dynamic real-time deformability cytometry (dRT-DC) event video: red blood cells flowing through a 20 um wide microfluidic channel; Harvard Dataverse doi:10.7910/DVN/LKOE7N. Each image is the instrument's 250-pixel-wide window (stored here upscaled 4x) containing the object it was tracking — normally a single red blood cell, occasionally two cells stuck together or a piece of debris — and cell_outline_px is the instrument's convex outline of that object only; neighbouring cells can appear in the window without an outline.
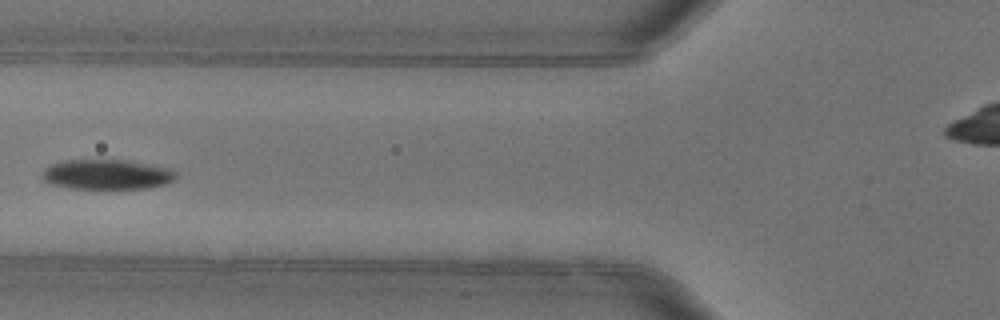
{"species": "common noctule bat (a hibernating species)", "species_latin": "Nyctalus noctula", "temperature_condition": "warm", "stored_images_in_passage": 5, "camera_frame_rate_fps": 3000, "um_per_image_px": 0.085, "animal": {"sex": "female"}, "frame": {"image": 1, "passage_image": 5, "time_ms": 1.333, "image_size_px": [1000, 320], "cell_outline_px": [[176, 180], [168, 184], [148, 188], [68, 188], [48, 184], [40, 176], [40, 172], [44, 168], [52, 164], [64, 160], [128, 160], [172, 168], [176, 172]], "centroid_in_image_um": [9.09, 14.83], "position_along_channel_um": 116.7, "area_um2": 23.76}}